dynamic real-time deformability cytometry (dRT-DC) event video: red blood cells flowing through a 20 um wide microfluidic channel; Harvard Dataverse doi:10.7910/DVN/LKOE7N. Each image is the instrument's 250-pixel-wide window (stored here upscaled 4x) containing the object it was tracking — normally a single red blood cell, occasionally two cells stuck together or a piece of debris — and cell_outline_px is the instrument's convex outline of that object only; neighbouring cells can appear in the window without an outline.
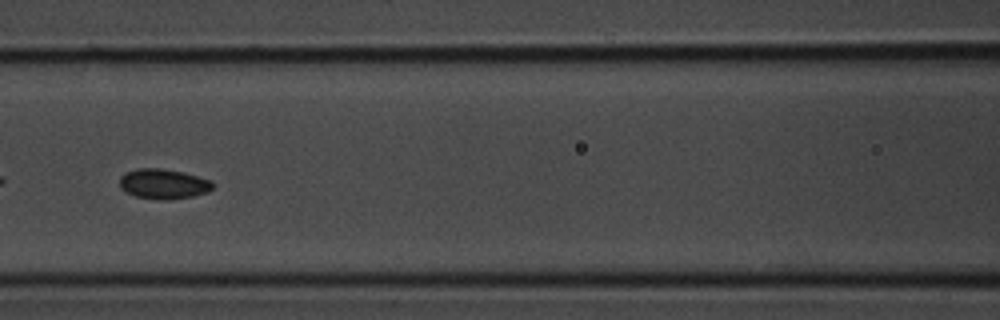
{"species": "common noctule bat (a hibernating species)", "species_latin": "Nyctalus noctula", "temperature_condition": "room temperature", "stored_images_in_passage": 35, "camera_frame_rate_fps": 3000, "um_per_image_px": 0.085, "animal": {"sex": "male", "body_mass_g": 20.1, "forearm_length_mm": 53.5}, "frame": {"image": 1, "passage_image": 11, "time_ms": 3.333, "image_size_px": [1000, 320], "cell_outline_px": [[212, 188], [208, 192], [192, 196], [168, 200], [164, 200], [136, 196], [120, 188], [120, 176], [124, 172], [140, 168], [160, 168], [184, 172], [212, 180]], "centroid_in_image_um": [13.89, 15.62], "position_along_channel_um": 152.7, "area_um2": 16.24}}
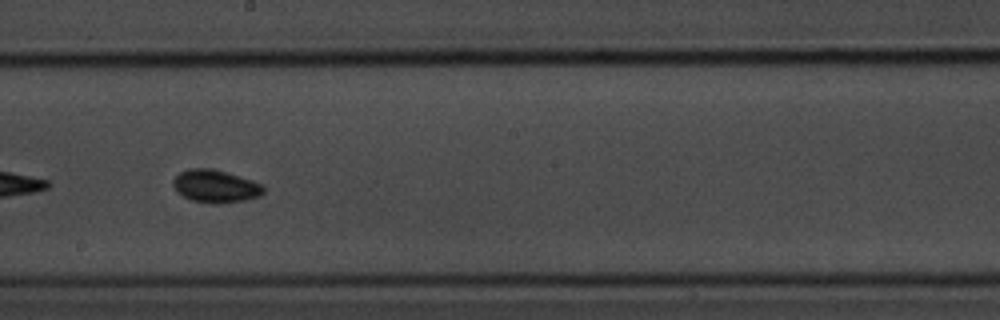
{"frame": {"image": 2, "passage_image": 16, "time_ms": 5.0, "image_size_px": [1000, 320], "cell_outline_px": [[264, 192], [260, 196], [244, 200], [216, 204], [192, 200], [176, 192], [172, 184], [172, 180], [180, 172], [188, 168], [208, 168], [240, 176], [264, 184]], "centroid_in_image_um": [18.31, 15.83], "position_along_channel_um": 229.9, "area_um2": 17.22}}